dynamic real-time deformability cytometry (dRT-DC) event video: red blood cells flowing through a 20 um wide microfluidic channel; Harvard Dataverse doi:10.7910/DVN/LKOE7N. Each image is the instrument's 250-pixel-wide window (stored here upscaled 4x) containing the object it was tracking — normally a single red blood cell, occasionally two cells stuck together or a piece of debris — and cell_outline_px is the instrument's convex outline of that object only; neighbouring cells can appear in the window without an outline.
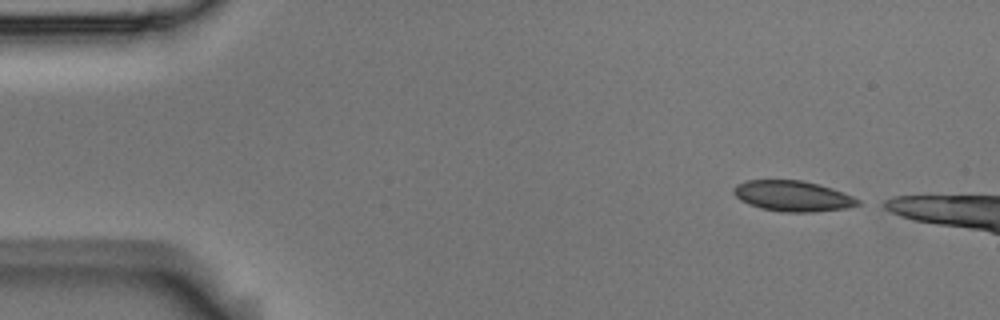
{"species": "Egyptian fruit bat (a non-hibernating species)", "species_latin": "Rousettus aegyptiacus", "temperature_condition": "room temperature", "stored_images_in_passage": 3, "camera_frame_rate_fps": 3000, "um_per_image_px": 0.085, "animal": {"sex": "male"}, "frame": {"image": 1, "passage_image": 1, "time_ms": 0.0, "image_size_px": [1000, 320], "cell_outline_px": [[860, 204], [848, 208], [812, 212], [780, 212], [760, 208], [748, 204], [740, 200], [732, 192], [732, 188], [736, 184], [744, 180], [800, 180], [820, 184], [832, 188], [852, 196], [860, 200]], "centroid_in_image_um": [67.35, 16.66], "position_along_channel_um": 17.7, "area_um2": 22.37}}